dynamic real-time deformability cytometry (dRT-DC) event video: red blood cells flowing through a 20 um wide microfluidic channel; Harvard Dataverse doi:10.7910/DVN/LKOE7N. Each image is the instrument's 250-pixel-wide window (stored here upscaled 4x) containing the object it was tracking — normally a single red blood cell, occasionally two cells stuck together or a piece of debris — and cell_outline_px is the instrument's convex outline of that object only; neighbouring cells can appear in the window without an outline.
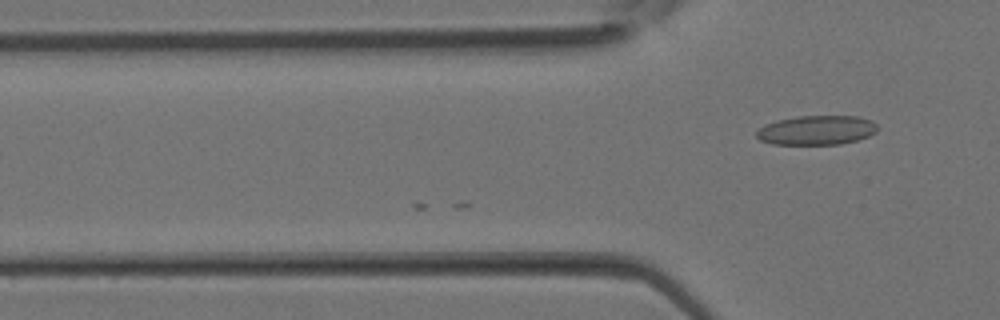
{"species": "Egyptian fruit bat (a non-hibernating species)", "species_latin": "Rousettus aegyptiacus", "temperature_condition": "room temperature", "stored_images_in_passage": 11, "camera_frame_rate_fps": 3000, "um_per_image_px": 0.085, "animal": {"sex": "female"}, "frame": {"image": 1, "passage_image": 11, "time_ms": 3.333, "image_size_px": [1000, 320], "cell_outline_px": [[880, 128], [876, 132], [868, 136], [856, 140], [840, 144], [772, 144], [760, 140], [756, 136], [756, 132], [764, 124], [776, 120], [800, 116], [856, 116], [872, 120]], "centroid_in_image_um": [69.42, 11.06], "position_along_channel_um": 56.4, "area_um2": 20.75}}